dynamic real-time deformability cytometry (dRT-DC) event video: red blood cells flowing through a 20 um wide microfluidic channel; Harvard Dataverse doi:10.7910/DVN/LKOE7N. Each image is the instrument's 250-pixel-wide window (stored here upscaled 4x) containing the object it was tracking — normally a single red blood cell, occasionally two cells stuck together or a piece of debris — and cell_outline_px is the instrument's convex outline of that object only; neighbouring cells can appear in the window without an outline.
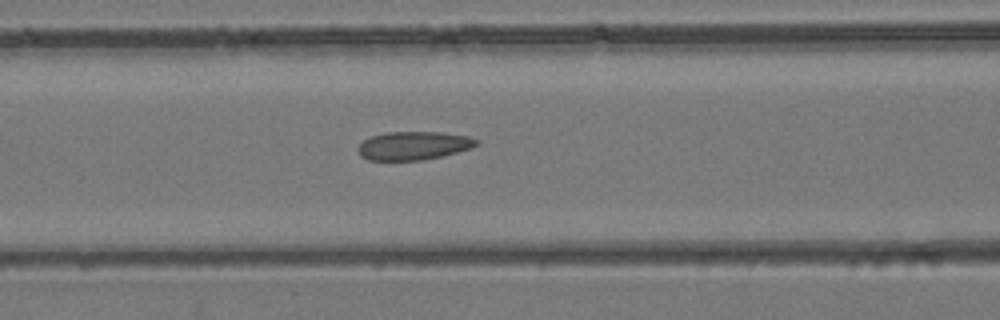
{"species": "common noctule bat (a hibernating species)", "species_latin": "Nyctalus noctula", "temperature_condition": "room temperature", "stored_images_in_passage": 7, "camera_frame_rate_fps": 3000, "um_per_image_px": 0.085, "animal": {"sex": "female", "body_mass_g": 24.6, "forearm_length_mm": 56.2}, "frame": {"image": 1, "passage_image": 6, "time_ms": 1.667, "image_size_px": [1000, 320], "cell_outline_px": [[480, 140], [472, 148], [440, 156], [420, 160], [368, 160], [360, 156], [360, 144], [364, 140], [372, 136], [388, 132], [440, 132], [468, 136]], "centroid_in_image_um": [35.17, 12.37], "position_along_channel_um": 131.4, "area_um2": 19.31}}